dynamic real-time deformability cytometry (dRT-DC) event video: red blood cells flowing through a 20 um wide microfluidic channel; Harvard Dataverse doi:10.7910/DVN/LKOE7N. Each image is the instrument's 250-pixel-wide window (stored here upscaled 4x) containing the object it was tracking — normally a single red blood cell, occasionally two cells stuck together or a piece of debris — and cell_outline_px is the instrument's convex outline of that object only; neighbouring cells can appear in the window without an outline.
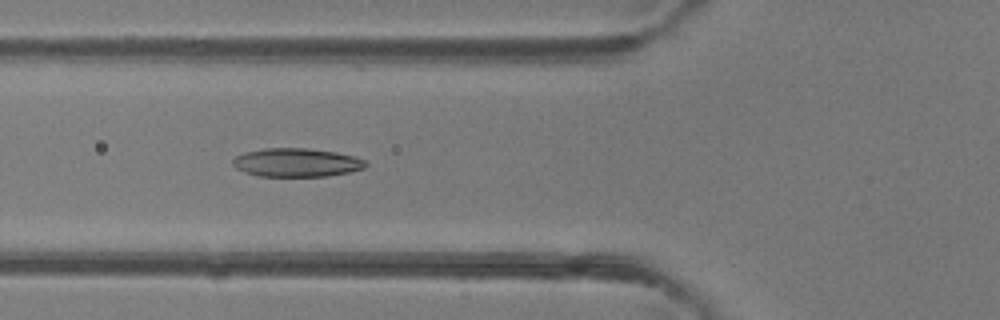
{"species": "common noctule bat (a hibernating species)", "species_latin": "Nyctalus noctula", "temperature_condition": "room temperature", "stored_images_in_passage": 47, "camera_frame_rate_fps": 3000, "um_per_image_px": 0.085, "animal": {"sex": "female"}, "frame": {"image": 1, "passage_image": 17, "time_ms": 5.333, "image_size_px": [1000, 320], "cell_outline_px": [[368, 164], [364, 168], [348, 172], [328, 176], [260, 176], [244, 172], [236, 168], [232, 164], [232, 160], [236, 156], [244, 152], [264, 148], [308, 148], [336, 152], [352, 156], [364, 160]], "centroid_in_image_um": [25.18, 13.81], "position_along_channel_um": 100.6, "area_um2": 22.08}}
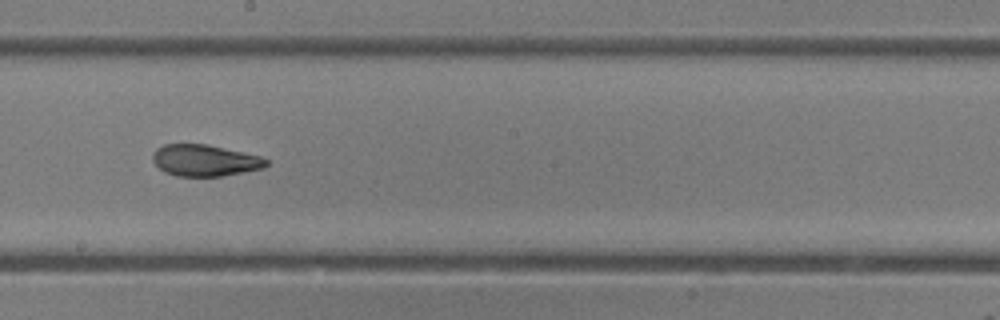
{"frame": {"image": 2, "passage_image": 26, "time_ms": 8.333, "image_size_px": [1000, 320], "cell_outline_px": [[268, 164], [264, 168], [244, 172], [220, 176], [176, 176], [164, 172], [152, 160], [152, 156], [156, 148], [164, 144], [208, 144], [260, 156], [268, 160]], "centroid_in_image_um": [17.4, 13.63], "position_along_channel_um": 230.8, "area_um2": 20.87}}
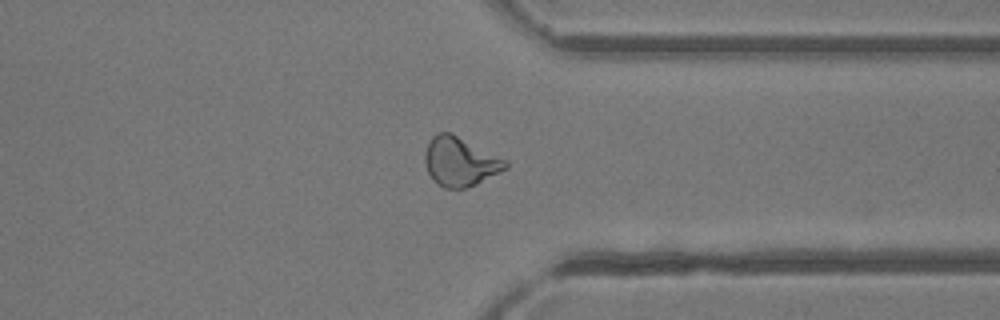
{"frame": {"image": 3, "passage_image": 36, "time_ms": 11.667, "image_size_px": [1000, 320], "cell_outline_px": [[508, 168], [468, 188], [444, 188], [436, 184], [432, 180], [424, 164], [424, 156], [428, 144], [432, 136], [436, 132], [452, 132], [508, 160]], "centroid_in_image_um": [39.1, 13.73], "position_along_channel_um": 372.3, "area_um2": 23.41}, "authors_computed_cell_mechanics": {"area_um2": 22.6576, "velocity_mm_per_s": 4.3231, "shape_relaxation_time_tau1_ms": 6.5134, "shape_relaxation_time_tau2_ms": 1.8344, "deformation_change_tau1": 0.1913, "deformation_change_tau2": 0.0787}}